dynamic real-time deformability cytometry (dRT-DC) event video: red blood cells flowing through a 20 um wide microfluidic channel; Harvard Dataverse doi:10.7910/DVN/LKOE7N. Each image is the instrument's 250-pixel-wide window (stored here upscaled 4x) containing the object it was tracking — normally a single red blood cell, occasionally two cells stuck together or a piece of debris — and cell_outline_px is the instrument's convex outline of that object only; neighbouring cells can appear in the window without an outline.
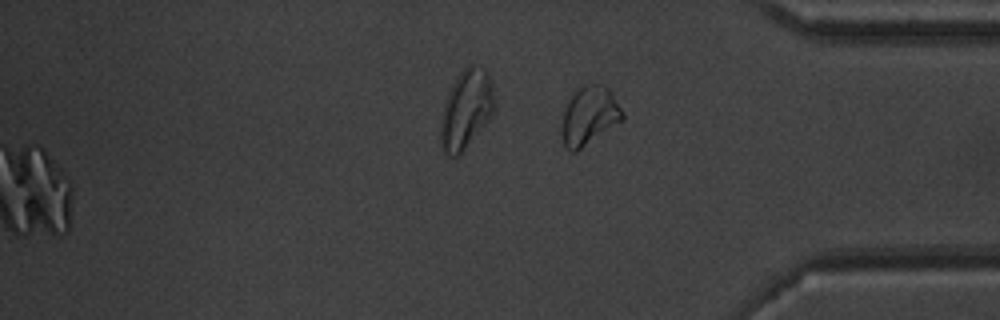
{"species": "common noctule bat (a hibernating species)", "species_latin": "Nyctalus noctula", "temperature_condition": "warm", "stored_images_in_passage": 44, "segment_of_instrument_passage": [2, 2], "camera_frame_rate_fps": 3000, "um_per_image_px": 0.085, "animal": {"sex": "male", "body_mass_g": 20.1, "forearm_length_mm": 53.5}, "frame": {"image": 1, "passage_image": 44, "time_ms": 14.333, "image_size_px": [1000, 320], "cell_outline_px": [[624, 120], [576, 152], [572, 152], [564, 144], [560, 132], [560, 128], [564, 112], [568, 100], [572, 92], [584, 84], [604, 84], [612, 92], [624, 112]], "centroid_in_image_um": [50.1, 9.82], "position_along_channel_um": 385.1, "area_um2": 21.1}}